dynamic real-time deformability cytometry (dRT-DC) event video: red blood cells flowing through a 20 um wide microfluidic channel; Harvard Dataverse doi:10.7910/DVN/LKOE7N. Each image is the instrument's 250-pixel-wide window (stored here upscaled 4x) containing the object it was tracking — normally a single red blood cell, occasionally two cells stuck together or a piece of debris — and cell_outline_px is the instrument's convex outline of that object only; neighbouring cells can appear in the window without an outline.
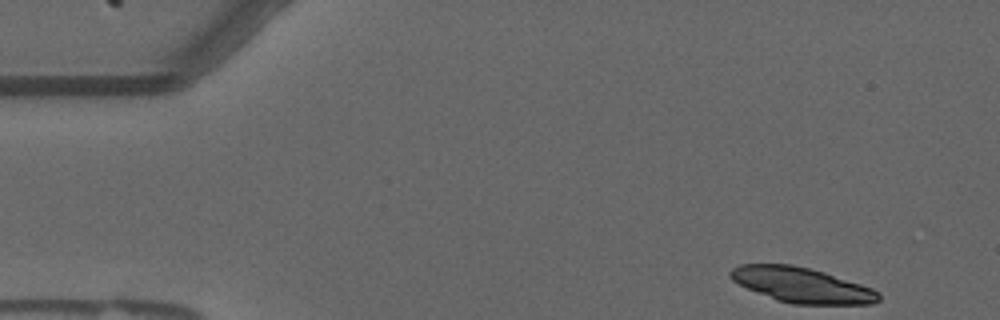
{"species": "common noctule bat (a hibernating species)", "species_latin": "Nyctalus noctula", "temperature_condition": "warm", "stored_images_in_passage": 51, "camera_frame_rate_fps": 3000, "um_per_image_px": 0.085, "animal": {"sex": "male", "forearm_length_mm": 52.5}, "frame": {"image": 1, "passage_image": 1, "time_ms": 0.0, "image_size_px": [1000, 320], "cell_outline_px": [[880, 300], [872, 304], [792, 304], [776, 300], [748, 288], [732, 280], [728, 276], [728, 272], [732, 268], [740, 264], [792, 264], [824, 272], [872, 288], [880, 292]], "centroid_in_image_um": [68.14, 24.23], "position_along_channel_um": 16.9, "area_um2": 30.23}}
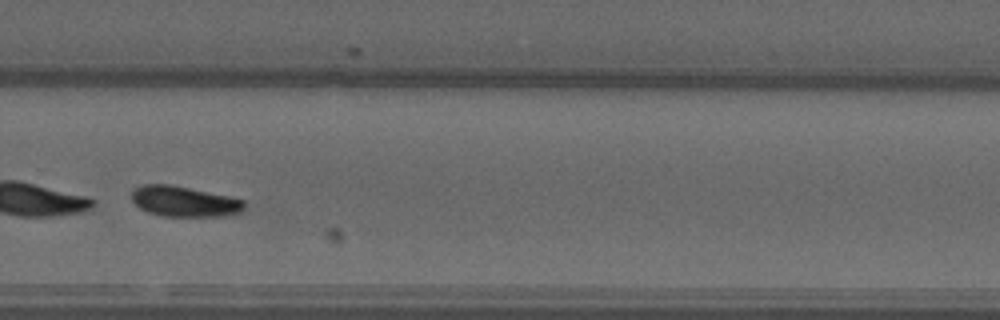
{"frame": {"image": 2, "passage_image": 34, "time_ms": 11.0, "image_size_px": [1000, 320], "cell_outline_px": [[244, 208], [240, 212], [224, 216], [160, 216], [148, 212], [140, 208], [132, 200], [132, 192], [136, 188], [144, 184], [168, 184], [232, 196], [244, 200]], "centroid_in_image_um": [15.68, 17.12], "position_along_channel_um": 314.1, "area_um2": 20.0}}